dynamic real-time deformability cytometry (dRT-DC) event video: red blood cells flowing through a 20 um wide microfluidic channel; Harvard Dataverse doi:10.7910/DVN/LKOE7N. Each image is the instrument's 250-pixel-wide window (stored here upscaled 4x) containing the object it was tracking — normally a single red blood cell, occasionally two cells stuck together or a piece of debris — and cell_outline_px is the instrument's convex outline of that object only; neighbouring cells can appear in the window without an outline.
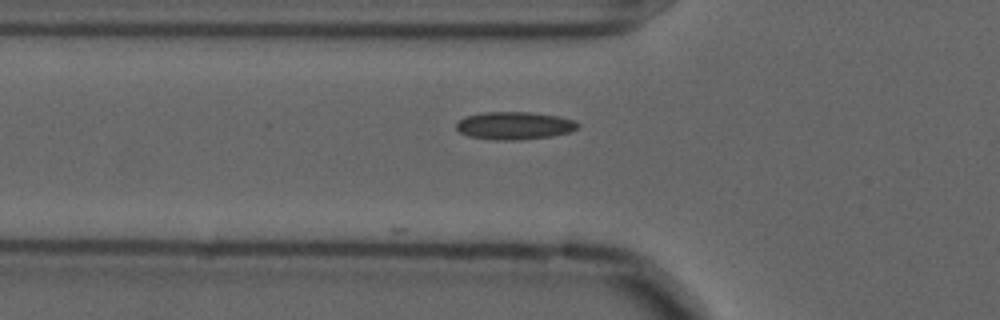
{"species": "common noctule bat (a hibernating species)", "species_latin": "Nyctalus noctula", "temperature_condition": "cold", "stored_images_in_passage": 34, "camera_frame_rate_fps": 3000, "um_per_image_px": 0.085, "animal": {"sex": "male", "forearm_length_mm": 52.5}, "frame": {"image": 1, "passage_image": 2, "time_ms": 0.333, "image_size_px": [1000, 320], "cell_outline_px": [[580, 128], [568, 132], [552, 136], [520, 140], [492, 140], [468, 136], [460, 132], [456, 128], [456, 124], [464, 116], [484, 112], [528, 112], [560, 116], [572, 120], [580, 124]], "centroid_in_image_um": [43.72, 10.68], "position_along_channel_um": 82.1, "area_um2": 19.77}}
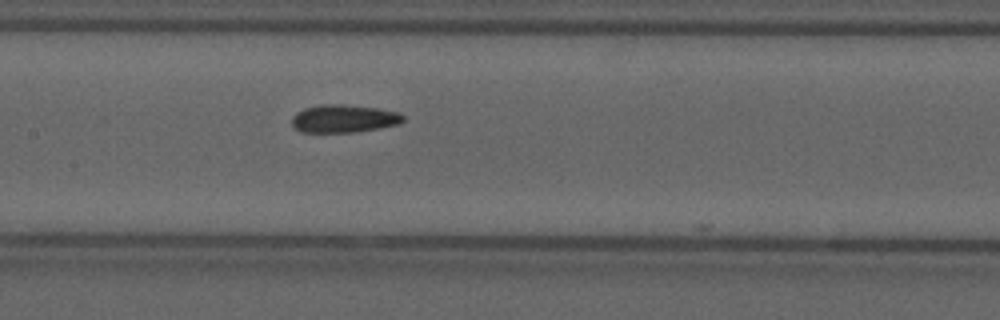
{"frame": {"image": 2, "passage_image": 10, "time_ms": 3.0, "image_size_px": [1000, 320], "cell_outline_px": [[404, 120], [400, 124], [380, 128], [352, 132], [300, 132], [292, 124], [292, 116], [296, 112], [304, 108], [320, 104], [344, 104], [376, 108], [400, 112], [404, 116]], "centroid_in_image_um": [29.23, 10.07], "position_along_channel_um": 178.2, "area_um2": 18.21}}
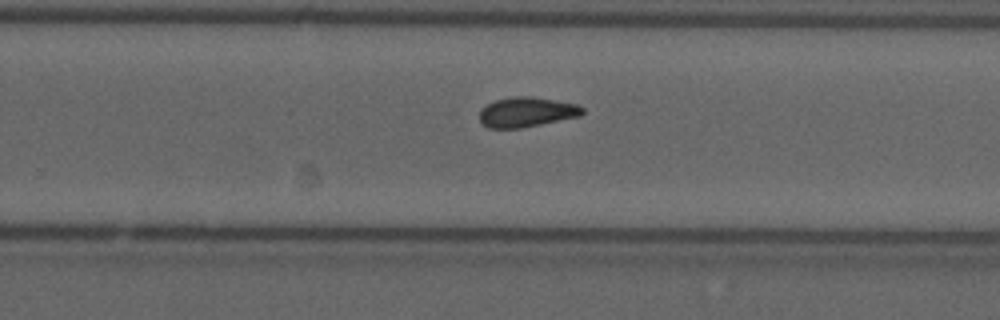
{"frame": {"image": 3, "passage_image": 19, "time_ms": 6.0, "image_size_px": [1000, 320], "cell_outline_px": [[584, 112], [580, 116], [520, 128], [488, 128], [480, 120], [480, 108], [496, 100], [512, 96], [528, 96], [576, 104], [584, 108]], "centroid_in_image_um": [44.74, 9.53], "position_along_channel_um": 285.1, "area_um2": 17.69}, "authors_computed_cell_mechanics": {"area_um2": 17.629, "velocity_mm_per_s": 3.5768, "shape_relaxation_time_tau1_ms": null, "shape_relaxation_time_tau2_ms": 3.4862, "deformation_change_tau1": null, "deformation_change_tau2": 0.0842}}